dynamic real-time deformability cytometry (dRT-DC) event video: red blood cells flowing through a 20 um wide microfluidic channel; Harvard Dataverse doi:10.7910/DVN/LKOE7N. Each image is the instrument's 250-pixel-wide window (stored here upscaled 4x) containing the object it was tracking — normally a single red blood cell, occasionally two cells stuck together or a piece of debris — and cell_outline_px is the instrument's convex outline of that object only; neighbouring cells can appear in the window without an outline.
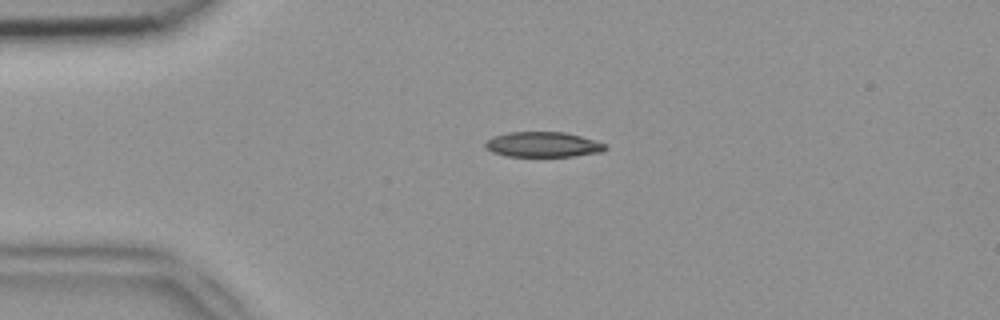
{"species": "common noctule bat (a hibernating species)", "species_latin": "Nyctalus noctula", "temperature_condition": "room temperature", "stored_images_in_passage": 39, "camera_frame_rate_fps": 3000, "um_per_image_px": 0.085, "animal": {"sex": "female", "body_mass_g": 18.4}, "frame": {"image": 1, "passage_image": 1, "time_ms": 0.0, "image_size_px": [1000, 320], "cell_outline_px": [[608, 148], [604, 152], [572, 156], [508, 156], [492, 152], [484, 148], [484, 144], [492, 136], [508, 132], [564, 132], [580, 136], [604, 144]], "centroid_in_image_um": [46.12, 12.28], "position_along_channel_um": 38.9, "area_um2": 17.57}}
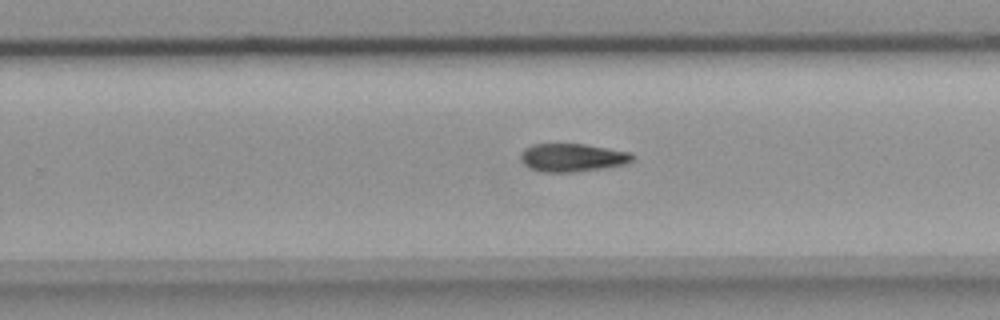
{"frame": {"image": 2, "passage_image": 21, "time_ms": 6.667, "image_size_px": [1000, 320], "cell_outline_px": [[636, 156], [632, 160], [624, 164], [600, 168], [572, 172], [544, 172], [528, 168], [520, 160], [520, 152], [524, 148], [532, 144], [584, 144], [632, 152]], "centroid_in_image_um": [48.62, 13.38], "position_along_channel_um": 281.2, "area_um2": 18.38}}
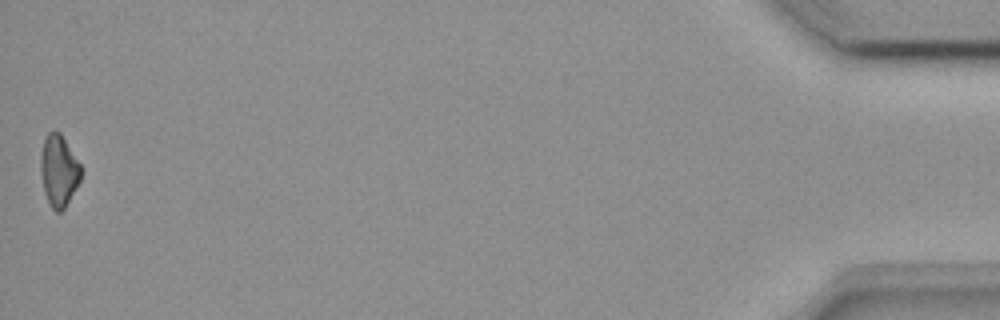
{"frame": {"image": 3, "passage_image": 39, "time_ms": 12.667, "image_size_px": [1000, 320], "cell_outline_px": [[80, 180], [76, 188], [64, 208], [60, 212], [56, 212], [52, 208], [44, 192], [40, 172], [40, 156], [44, 140], [48, 132], [52, 128], [56, 128], [60, 132], [80, 164]], "centroid_in_image_um": [4.97, 14.46], "position_along_channel_um": 430.2, "area_um2": 16.76}}